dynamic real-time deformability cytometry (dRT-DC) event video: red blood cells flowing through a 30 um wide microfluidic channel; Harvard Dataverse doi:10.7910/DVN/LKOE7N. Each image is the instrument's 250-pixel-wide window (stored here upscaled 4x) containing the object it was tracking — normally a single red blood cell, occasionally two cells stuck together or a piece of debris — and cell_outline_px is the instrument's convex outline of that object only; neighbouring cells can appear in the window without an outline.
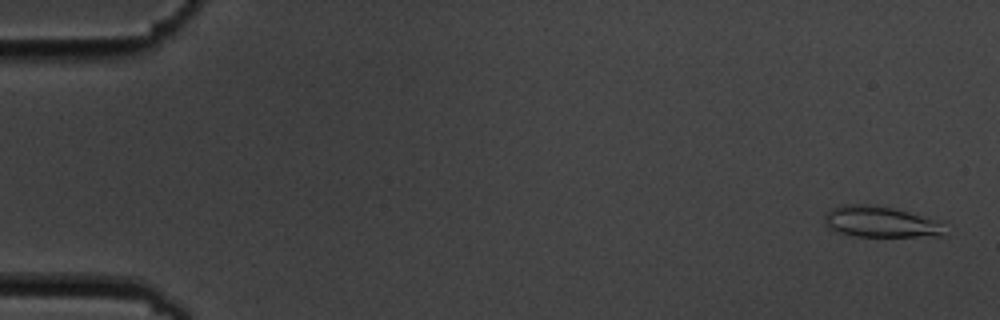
{"species": "common noctule bat (a hibernating species)", "species_latin": "Nyctalus noctula", "temperature_condition": "cold", "stored_images_in_passage": 56, "camera_frame_rate_fps": 3000, "um_per_image_px": 0.085, "animal": {"sex": "male", "body_mass_g": 19.5, "forearm_length_mm": 54.6}, "frame": {"image": 1, "passage_image": 2, "time_ms": 0.333, "image_size_px": [1000, 320], "cell_outline_px": [[940, 236], [856, 236], [836, 232], [828, 228], [824, 224], [824, 212], [840, 204], [868, 204], [896, 208], [936, 220], [940, 224]], "centroid_in_image_um": [74.69, 18.83], "position_along_channel_um": 10.3, "area_um2": 21.62}}
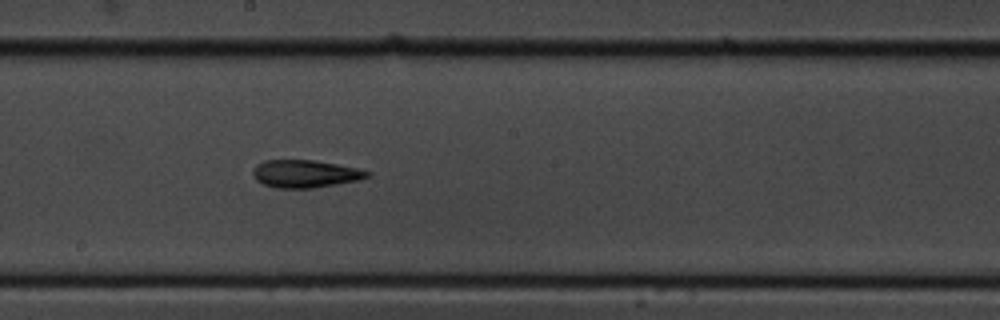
{"frame": {"image": 2, "passage_image": 31, "time_ms": 10.0, "image_size_px": [1000, 320], "cell_outline_px": [[372, 176], [360, 180], [312, 188], [276, 188], [264, 184], [256, 180], [252, 172], [252, 168], [256, 164], [264, 160], [312, 160], [336, 164], [356, 168], [372, 172]], "centroid_in_image_um": [25.94, 14.77], "position_along_channel_um": 222.3, "area_um2": 18.5}}
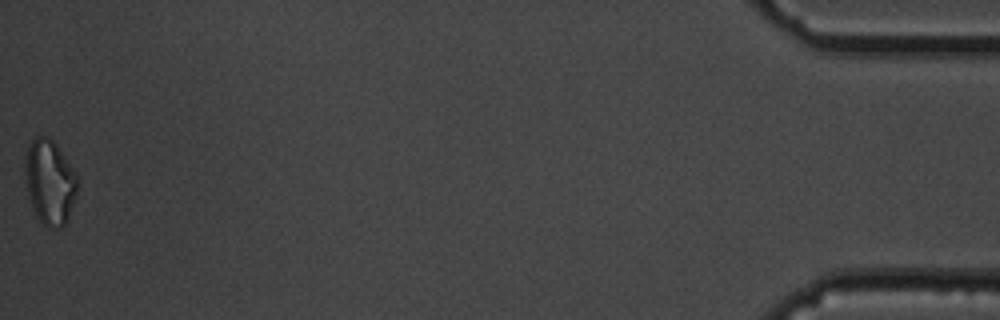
{"frame": {"image": 3, "passage_image": 56, "time_ms": 18.333, "image_size_px": [1000, 320], "cell_outline_px": [[76, 196], [68, 220], [60, 228], [48, 228], [40, 224], [36, 216], [28, 192], [24, 168], [24, 156], [28, 144], [36, 136], [48, 136], [56, 144], [76, 176]], "centroid_in_image_um": [4.2, 15.49], "position_along_channel_um": 431.0, "area_um2": 25.72}, "authors_computed_cell_mechanics": {"area_um2": 19.074, "velocity_mm_per_s": 3.6126, "shape_relaxation_time_tau1_ms": 4.3075, "shape_relaxation_time_tau2_ms": 4.9453, "deformation_change_tau1": 0.1067, "deformation_change_tau2": 0.1474}}